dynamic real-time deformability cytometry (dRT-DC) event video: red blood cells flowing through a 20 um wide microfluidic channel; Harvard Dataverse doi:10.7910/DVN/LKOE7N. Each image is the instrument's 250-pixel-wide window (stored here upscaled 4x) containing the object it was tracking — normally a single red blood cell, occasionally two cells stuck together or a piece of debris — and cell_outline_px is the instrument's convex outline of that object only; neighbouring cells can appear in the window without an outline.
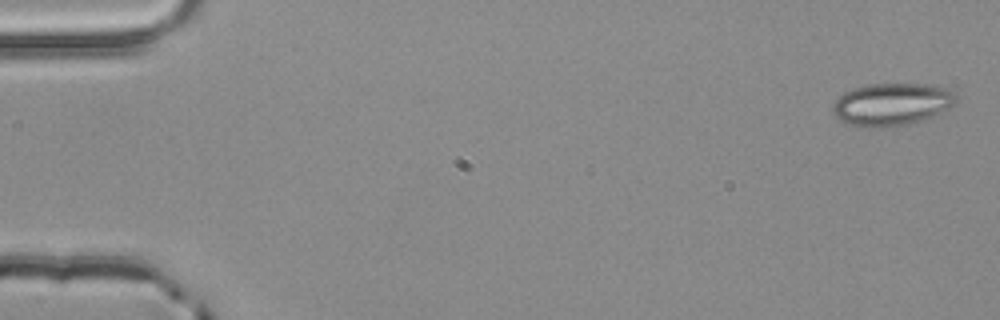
{"species": "common noctule bat (a hibernating species)", "species_latin": "Nyctalus noctula", "temperature_condition": "room temperature", "stored_images_in_passage": 4, "camera_frame_rate_fps": 3000, "um_per_image_px": 0.085, "animal": {"sex": "male", "body_mass_g": 20.4}, "frame": {"image": 1, "passage_image": 1, "time_ms": 0.0, "image_size_px": [1000, 320], "cell_outline_px": [[956, 100], [948, 108], [932, 116], [908, 124], [868, 128], [852, 124], [840, 120], [832, 112], [832, 104], [844, 92], [852, 88], [868, 84], [932, 84], [948, 88], [956, 96]], "centroid_in_image_um": [75.77, 8.84], "position_along_channel_um": 9.2, "area_um2": 30.29}}